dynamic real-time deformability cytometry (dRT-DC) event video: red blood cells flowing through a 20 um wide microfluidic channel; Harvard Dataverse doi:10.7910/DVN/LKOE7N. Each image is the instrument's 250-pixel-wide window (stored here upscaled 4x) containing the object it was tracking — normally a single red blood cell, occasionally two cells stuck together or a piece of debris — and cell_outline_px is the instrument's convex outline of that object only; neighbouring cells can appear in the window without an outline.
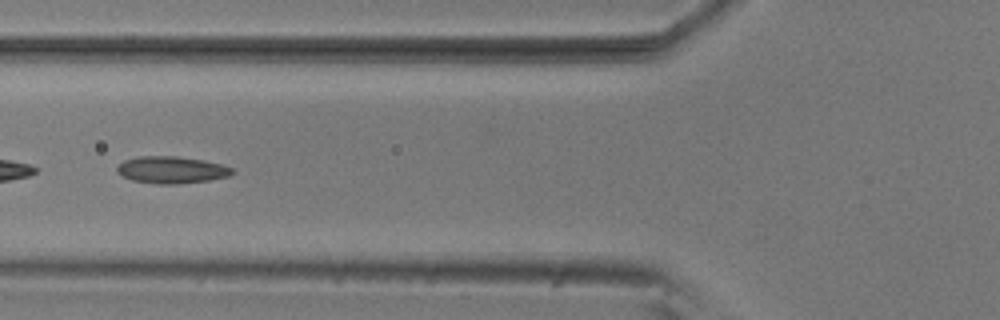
{"species": "common noctule bat (a hibernating species)", "species_latin": "Nyctalus noctula", "temperature_condition": "room temperature", "stored_images_in_passage": 44, "segment_of_instrument_passage": [2, 2], "camera_frame_rate_fps": 3000, "um_per_image_px": 0.085, "animal": {"sex": "male", "body_mass_g": 20.5, "forearm_length_mm": 52.5}, "frame": {"image": 1, "passage_image": 13, "time_ms": 4.0, "image_size_px": [1000, 320], "cell_outline_px": [[236, 172], [228, 176], [208, 180], [176, 184], [156, 184], [132, 180], [116, 172], [116, 168], [124, 160], [136, 156], [176, 156], [204, 160], [220, 164], [232, 168]], "centroid_in_image_um": [14.57, 14.43], "position_along_channel_um": 111.2, "area_um2": 18.09}}
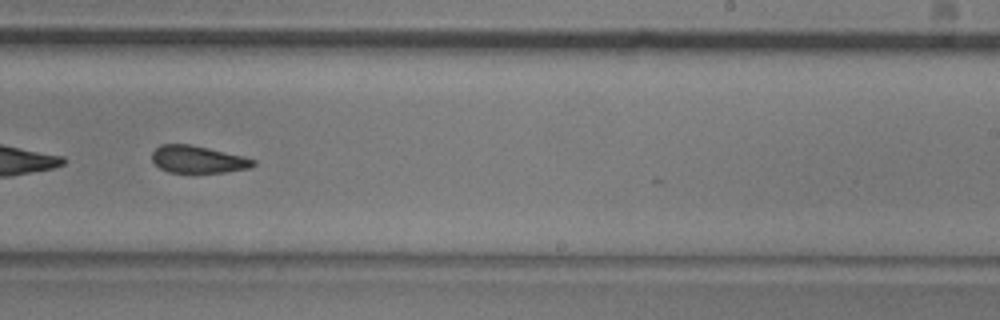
{"frame": {"image": 2, "passage_image": 26, "time_ms": 8.333, "image_size_px": [1000, 320], "cell_outline_px": [[256, 164], [252, 168], [224, 172], [168, 172], [160, 168], [152, 160], [152, 152], [160, 144], [188, 144], [208, 148], [244, 156], [256, 160]], "centroid_in_image_um": [16.85, 13.55], "position_along_channel_um": 272.2, "area_um2": 16.07}}